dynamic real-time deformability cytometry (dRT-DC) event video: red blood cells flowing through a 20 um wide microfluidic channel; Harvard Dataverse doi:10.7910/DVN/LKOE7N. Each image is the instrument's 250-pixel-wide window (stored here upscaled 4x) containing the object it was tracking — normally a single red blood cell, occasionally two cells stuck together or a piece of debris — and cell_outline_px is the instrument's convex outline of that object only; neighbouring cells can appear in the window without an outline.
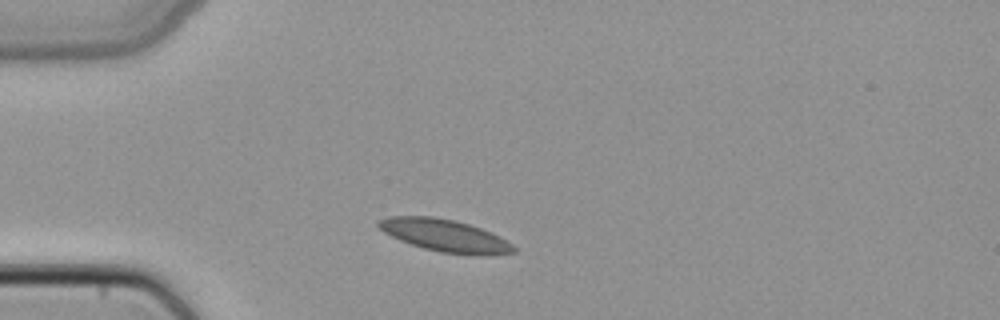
{"species": "common noctule bat (a hibernating species)", "species_latin": "Nyctalus noctula", "temperature_condition": "cold", "stored_images_in_passage": 2, "camera_frame_rate_fps": 3000, "um_per_image_px": 0.085, "animal": {"sex": "female", "body_mass_g": 22.7, "forearm_length_mm": 54.2}, "frame": {"image": 1, "passage_image": 1, "time_ms": 0.0, "image_size_px": [1000, 320], "cell_outline_px": [[516, 252], [488, 256], [476, 256], [440, 252], [424, 248], [400, 240], [384, 232], [376, 224], [376, 220], [388, 216], [432, 216], [456, 220], [480, 228], [512, 244], [516, 248]], "centroid_in_image_um": [37.8, 20.02], "position_along_channel_um": 47.2, "area_um2": 25.43}}